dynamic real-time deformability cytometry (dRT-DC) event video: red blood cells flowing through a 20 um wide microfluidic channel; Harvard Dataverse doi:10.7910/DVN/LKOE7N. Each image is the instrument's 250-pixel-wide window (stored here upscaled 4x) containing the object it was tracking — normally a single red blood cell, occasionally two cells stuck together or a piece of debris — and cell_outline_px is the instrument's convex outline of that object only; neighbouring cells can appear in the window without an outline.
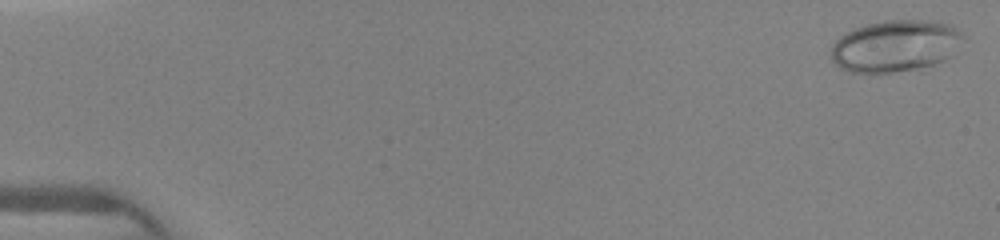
{"species": "human", "species_latin": "Homo sapiens", "temperature_condition": "warm", "stored_images_in_passage": 11, "camera_frame_rate_fps": 3000, "um_per_image_px": 0.085, "donor": {"sex": "female"}, "frame": {"image": 1, "passage_image": 1, "time_ms": 0.0, "image_size_px": [1000, 240], "cell_outline_px": [[964, 36], [952, 56], [936, 64], [916, 68], [872, 76], [852, 72], [840, 68], [832, 60], [828, 52], [832, 44], [840, 36], [856, 28], [868, 24], [884, 20], [940, 20], [952, 24]], "centroid_in_image_um": [76.08, 3.92], "position_along_channel_um": 8.9, "area_um2": 40.63}}
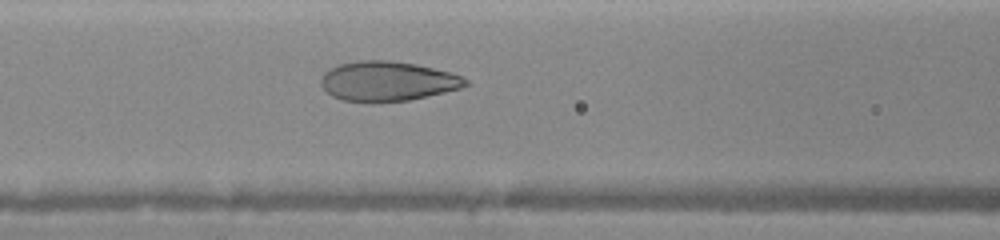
{"frame": {"image": 2, "passage_image": 11, "time_ms": 6.333, "image_size_px": [1000, 240], "cell_outline_px": [[468, 84], [460, 88], [444, 92], [408, 100], [340, 100], [332, 96], [320, 84], [320, 80], [324, 72], [340, 64], [360, 60], [388, 60], [416, 64], [448, 72], [460, 76], [468, 80]], "centroid_in_image_um": [32.92, 6.87], "position_along_channel_um": 133.7, "area_um2": 32.6}}